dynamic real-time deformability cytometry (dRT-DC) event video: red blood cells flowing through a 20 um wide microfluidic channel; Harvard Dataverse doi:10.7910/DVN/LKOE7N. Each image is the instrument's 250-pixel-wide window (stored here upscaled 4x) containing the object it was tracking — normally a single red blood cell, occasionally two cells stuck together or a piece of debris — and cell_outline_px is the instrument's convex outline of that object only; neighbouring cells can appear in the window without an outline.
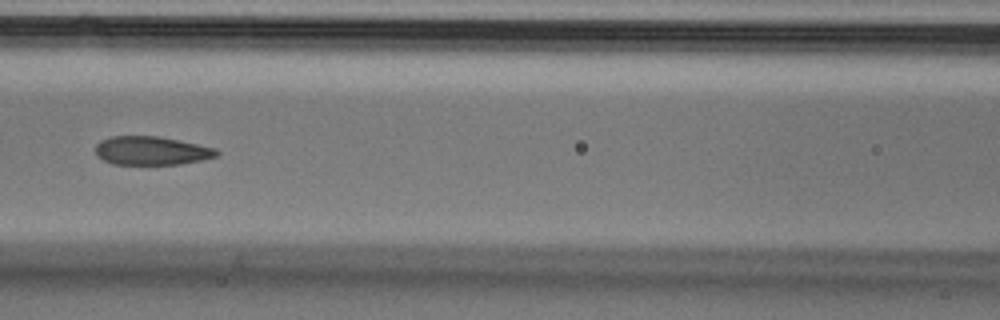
{"species": "Egyptian fruit bat (a non-hibernating species)", "species_latin": "Rousettus aegyptiacus", "temperature_condition": "cold", "stored_images_in_passage": 4, "camera_frame_rate_fps": 3000, "um_per_image_px": 0.085, "animal": {"sex": "male"}, "frame": {"image": 1, "passage_image": 4, "time_ms": 1.0, "image_size_px": [1000, 320], "cell_outline_px": [[220, 152], [216, 156], [200, 160], [180, 164], [112, 164], [96, 156], [96, 144], [100, 140], [112, 136], [160, 136], [216, 148]], "centroid_in_image_um": [12.85, 12.8], "position_along_channel_um": 153.7, "area_um2": 20.17}}